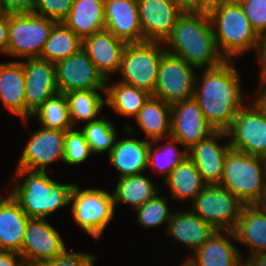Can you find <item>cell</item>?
<instances>
[{
  "mask_svg": "<svg viewBox=\"0 0 266 266\" xmlns=\"http://www.w3.org/2000/svg\"><path fill=\"white\" fill-rule=\"evenodd\" d=\"M233 64L234 60H226L215 68L204 69L200 78L196 75L194 98L215 131L226 132L245 105L240 74Z\"/></svg>",
  "mask_w": 266,
  "mask_h": 266,
  "instance_id": "1",
  "label": "cell"
},
{
  "mask_svg": "<svg viewBox=\"0 0 266 266\" xmlns=\"http://www.w3.org/2000/svg\"><path fill=\"white\" fill-rule=\"evenodd\" d=\"M163 45L166 52L197 70L215 68L226 61L217 47L207 10L183 12Z\"/></svg>",
  "mask_w": 266,
  "mask_h": 266,
  "instance_id": "2",
  "label": "cell"
},
{
  "mask_svg": "<svg viewBox=\"0 0 266 266\" xmlns=\"http://www.w3.org/2000/svg\"><path fill=\"white\" fill-rule=\"evenodd\" d=\"M22 178L24 181H21ZM13 180L14 188L9 193L29 218L39 219H46L59 208L70 205V196L76 184H61L48 176L46 171L21 168H16Z\"/></svg>",
  "mask_w": 266,
  "mask_h": 266,
  "instance_id": "3",
  "label": "cell"
},
{
  "mask_svg": "<svg viewBox=\"0 0 266 266\" xmlns=\"http://www.w3.org/2000/svg\"><path fill=\"white\" fill-rule=\"evenodd\" d=\"M207 12L217 47L226 60H235L251 49L257 52L261 38L252 29L240 4L217 2L208 6Z\"/></svg>",
  "mask_w": 266,
  "mask_h": 266,
  "instance_id": "4",
  "label": "cell"
},
{
  "mask_svg": "<svg viewBox=\"0 0 266 266\" xmlns=\"http://www.w3.org/2000/svg\"><path fill=\"white\" fill-rule=\"evenodd\" d=\"M220 186L228 189L244 204H265V158L230 149L225 157Z\"/></svg>",
  "mask_w": 266,
  "mask_h": 266,
  "instance_id": "5",
  "label": "cell"
},
{
  "mask_svg": "<svg viewBox=\"0 0 266 266\" xmlns=\"http://www.w3.org/2000/svg\"><path fill=\"white\" fill-rule=\"evenodd\" d=\"M166 52L163 42L143 41L125 45L118 80L153 95L157 83L160 59Z\"/></svg>",
  "mask_w": 266,
  "mask_h": 266,
  "instance_id": "6",
  "label": "cell"
},
{
  "mask_svg": "<svg viewBox=\"0 0 266 266\" xmlns=\"http://www.w3.org/2000/svg\"><path fill=\"white\" fill-rule=\"evenodd\" d=\"M56 23L35 13H8L7 55L25 59L40 58Z\"/></svg>",
  "mask_w": 266,
  "mask_h": 266,
  "instance_id": "7",
  "label": "cell"
},
{
  "mask_svg": "<svg viewBox=\"0 0 266 266\" xmlns=\"http://www.w3.org/2000/svg\"><path fill=\"white\" fill-rule=\"evenodd\" d=\"M226 132L231 149L265 158L266 104L261 98H252L250 105L245 103L237 112Z\"/></svg>",
  "mask_w": 266,
  "mask_h": 266,
  "instance_id": "8",
  "label": "cell"
},
{
  "mask_svg": "<svg viewBox=\"0 0 266 266\" xmlns=\"http://www.w3.org/2000/svg\"><path fill=\"white\" fill-rule=\"evenodd\" d=\"M74 222L83 231L98 240L114 216L115 205L110 192L102 189H81L76 183L71 196Z\"/></svg>",
  "mask_w": 266,
  "mask_h": 266,
  "instance_id": "9",
  "label": "cell"
},
{
  "mask_svg": "<svg viewBox=\"0 0 266 266\" xmlns=\"http://www.w3.org/2000/svg\"><path fill=\"white\" fill-rule=\"evenodd\" d=\"M189 208L216 230L232 231L244 203L220 185H205Z\"/></svg>",
  "mask_w": 266,
  "mask_h": 266,
  "instance_id": "10",
  "label": "cell"
},
{
  "mask_svg": "<svg viewBox=\"0 0 266 266\" xmlns=\"http://www.w3.org/2000/svg\"><path fill=\"white\" fill-rule=\"evenodd\" d=\"M183 58L165 52L153 95L169 105L194 97L196 72Z\"/></svg>",
  "mask_w": 266,
  "mask_h": 266,
  "instance_id": "11",
  "label": "cell"
},
{
  "mask_svg": "<svg viewBox=\"0 0 266 266\" xmlns=\"http://www.w3.org/2000/svg\"><path fill=\"white\" fill-rule=\"evenodd\" d=\"M66 250L60 234L46 219H29L20 251L25 266H40Z\"/></svg>",
  "mask_w": 266,
  "mask_h": 266,
  "instance_id": "12",
  "label": "cell"
},
{
  "mask_svg": "<svg viewBox=\"0 0 266 266\" xmlns=\"http://www.w3.org/2000/svg\"><path fill=\"white\" fill-rule=\"evenodd\" d=\"M55 72L59 93L106 89V79L97 70L83 48L56 62Z\"/></svg>",
  "mask_w": 266,
  "mask_h": 266,
  "instance_id": "13",
  "label": "cell"
},
{
  "mask_svg": "<svg viewBox=\"0 0 266 266\" xmlns=\"http://www.w3.org/2000/svg\"><path fill=\"white\" fill-rule=\"evenodd\" d=\"M64 143L65 131L41 127L30 135L16 167L46 171L48 165L64 160Z\"/></svg>",
  "mask_w": 266,
  "mask_h": 266,
  "instance_id": "14",
  "label": "cell"
},
{
  "mask_svg": "<svg viewBox=\"0 0 266 266\" xmlns=\"http://www.w3.org/2000/svg\"><path fill=\"white\" fill-rule=\"evenodd\" d=\"M25 76L26 119L49 98L59 93L56 83L55 64L41 58H29L20 61Z\"/></svg>",
  "mask_w": 266,
  "mask_h": 266,
  "instance_id": "15",
  "label": "cell"
},
{
  "mask_svg": "<svg viewBox=\"0 0 266 266\" xmlns=\"http://www.w3.org/2000/svg\"><path fill=\"white\" fill-rule=\"evenodd\" d=\"M214 131L194 97L171 105L170 136L178 140L184 149H189Z\"/></svg>",
  "mask_w": 266,
  "mask_h": 266,
  "instance_id": "16",
  "label": "cell"
},
{
  "mask_svg": "<svg viewBox=\"0 0 266 266\" xmlns=\"http://www.w3.org/2000/svg\"><path fill=\"white\" fill-rule=\"evenodd\" d=\"M227 136L225 131H214L188 149V157L194 162L206 185H220L223 177L225 157L231 149L229 141L219 145L218 139Z\"/></svg>",
  "mask_w": 266,
  "mask_h": 266,
  "instance_id": "17",
  "label": "cell"
},
{
  "mask_svg": "<svg viewBox=\"0 0 266 266\" xmlns=\"http://www.w3.org/2000/svg\"><path fill=\"white\" fill-rule=\"evenodd\" d=\"M143 41L164 42L183 11L171 0H137Z\"/></svg>",
  "mask_w": 266,
  "mask_h": 266,
  "instance_id": "18",
  "label": "cell"
},
{
  "mask_svg": "<svg viewBox=\"0 0 266 266\" xmlns=\"http://www.w3.org/2000/svg\"><path fill=\"white\" fill-rule=\"evenodd\" d=\"M105 29L128 43L143 42L137 0H104Z\"/></svg>",
  "mask_w": 266,
  "mask_h": 266,
  "instance_id": "19",
  "label": "cell"
},
{
  "mask_svg": "<svg viewBox=\"0 0 266 266\" xmlns=\"http://www.w3.org/2000/svg\"><path fill=\"white\" fill-rule=\"evenodd\" d=\"M124 132L130 135L125 139H117L114 148L107 155L110 163L119 171V177L144 173L147 167L149 140H139L132 137L134 129L124 125Z\"/></svg>",
  "mask_w": 266,
  "mask_h": 266,
  "instance_id": "20",
  "label": "cell"
},
{
  "mask_svg": "<svg viewBox=\"0 0 266 266\" xmlns=\"http://www.w3.org/2000/svg\"><path fill=\"white\" fill-rule=\"evenodd\" d=\"M125 45L124 41L105 29L85 37L82 48L97 70L107 80L110 73L119 72Z\"/></svg>",
  "mask_w": 266,
  "mask_h": 266,
  "instance_id": "21",
  "label": "cell"
},
{
  "mask_svg": "<svg viewBox=\"0 0 266 266\" xmlns=\"http://www.w3.org/2000/svg\"><path fill=\"white\" fill-rule=\"evenodd\" d=\"M229 238L236 241L233 231L217 230L186 262L191 266H243V255Z\"/></svg>",
  "mask_w": 266,
  "mask_h": 266,
  "instance_id": "22",
  "label": "cell"
},
{
  "mask_svg": "<svg viewBox=\"0 0 266 266\" xmlns=\"http://www.w3.org/2000/svg\"><path fill=\"white\" fill-rule=\"evenodd\" d=\"M237 242L250 248L249 255L266 253V205L244 204L235 228Z\"/></svg>",
  "mask_w": 266,
  "mask_h": 266,
  "instance_id": "23",
  "label": "cell"
},
{
  "mask_svg": "<svg viewBox=\"0 0 266 266\" xmlns=\"http://www.w3.org/2000/svg\"><path fill=\"white\" fill-rule=\"evenodd\" d=\"M217 230L191 210L173 211L165 234L195 252Z\"/></svg>",
  "mask_w": 266,
  "mask_h": 266,
  "instance_id": "24",
  "label": "cell"
},
{
  "mask_svg": "<svg viewBox=\"0 0 266 266\" xmlns=\"http://www.w3.org/2000/svg\"><path fill=\"white\" fill-rule=\"evenodd\" d=\"M29 219L10 193L0 195V251L20 253Z\"/></svg>",
  "mask_w": 266,
  "mask_h": 266,
  "instance_id": "25",
  "label": "cell"
},
{
  "mask_svg": "<svg viewBox=\"0 0 266 266\" xmlns=\"http://www.w3.org/2000/svg\"><path fill=\"white\" fill-rule=\"evenodd\" d=\"M0 99L9 113L26 119L25 76L20 61L0 63Z\"/></svg>",
  "mask_w": 266,
  "mask_h": 266,
  "instance_id": "26",
  "label": "cell"
},
{
  "mask_svg": "<svg viewBox=\"0 0 266 266\" xmlns=\"http://www.w3.org/2000/svg\"><path fill=\"white\" fill-rule=\"evenodd\" d=\"M62 22L82 40L105 30L104 0H75Z\"/></svg>",
  "mask_w": 266,
  "mask_h": 266,
  "instance_id": "27",
  "label": "cell"
},
{
  "mask_svg": "<svg viewBox=\"0 0 266 266\" xmlns=\"http://www.w3.org/2000/svg\"><path fill=\"white\" fill-rule=\"evenodd\" d=\"M134 119L145 133L146 140L170 137L171 105L161 99L151 95Z\"/></svg>",
  "mask_w": 266,
  "mask_h": 266,
  "instance_id": "28",
  "label": "cell"
},
{
  "mask_svg": "<svg viewBox=\"0 0 266 266\" xmlns=\"http://www.w3.org/2000/svg\"><path fill=\"white\" fill-rule=\"evenodd\" d=\"M109 80H106V106L118 115L135 118L151 94L120 81L109 83Z\"/></svg>",
  "mask_w": 266,
  "mask_h": 266,
  "instance_id": "29",
  "label": "cell"
},
{
  "mask_svg": "<svg viewBox=\"0 0 266 266\" xmlns=\"http://www.w3.org/2000/svg\"><path fill=\"white\" fill-rule=\"evenodd\" d=\"M165 184L169 187L170 197L179 201H193L206 185L189 157L175 167L165 180Z\"/></svg>",
  "mask_w": 266,
  "mask_h": 266,
  "instance_id": "30",
  "label": "cell"
},
{
  "mask_svg": "<svg viewBox=\"0 0 266 266\" xmlns=\"http://www.w3.org/2000/svg\"><path fill=\"white\" fill-rule=\"evenodd\" d=\"M112 193L114 205L129 203L137 209L160 192L159 187L142 174L120 177Z\"/></svg>",
  "mask_w": 266,
  "mask_h": 266,
  "instance_id": "31",
  "label": "cell"
},
{
  "mask_svg": "<svg viewBox=\"0 0 266 266\" xmlns=\"http://www.w3.org/2000/svg\"><path fill=\"white\" fill-rule=\"evenodd\" d=\"M83 40L63 22H57L45 43L40 58L56 63L82 49Z\"/></svg>",
  "mask_w": 266,
  "mask_h": 266,
  "instance_id": "32",
  "label": "cell"
},
{
  "mask_svg": "<svg viewBox=\"0 0 266 266\" xmlns=\"http://www.w3.org/2000/svg\"><path fill=\"white\" fill-rule=\"evenodd\" d=\"M99 91L105 93V90H86L65 94L70 120L74 128L79 121L86 123L99 119L98 114H101V109L106 105V99L100 95Z\"/></svg>",
  "mask_w": 266,
  "mask_h": 266,
  "instance_id": "33",
  "label": "cell"
},
{
  "mask_svg": "<svg viewBox=\"0 0 266 266\" xmlns=\"http://www.w3.org/2000/svg\"><path fill=\"white\" fill-rule=\"evenodd\" d=\"M161 140L155 139L149 142L147 167L148 169L152 167L156 173L164 175L166 180L175 167L188 157V149L180 150L176 144L181 145V143L171 136L167 139L168 144L160 147L158 143ZM154 144H157L158 148H154Z\"/></svg>",
  "mask_w": 266,
  "mask_h": 266,
  "instance_id": "34",
  "label": "cell"
},
{
  "mask_svg": "<svg viewBox=\"0 0 266 266\" xmlns=\"http://www.w3.org/2000/svg\"><path fill=\"white\" fill-rule=\"evenodd\" d=\"M37 116L41 127L67 131L73 129L65 94L57 93L46 100L31 116Z\"/></svg>",
  "mask_w": 266,
  "mask_h": 266,
  "instance_id": "35",
  "label": "cell"
},
{
  "mask_svg": "<svg viewBox=\"0 0 266 266\" xmlns=\"http://www.w3.org/2000/svg\"><path fill=\"white\" fill-rule=\"evenodd\" d=\"M108 120L102 115V118L86 122L81 129L93 154L104 152L109 154L115 146L117 130L115 125Z\"/></svg>",
  "mask_w": 266,
  "mask_h": 266,
  "instance_id": "36",
  "label": "cell"
},
{
  "mask_svg": "<svg viewBox=\"0 0 266 266\" xmlns=\"http://www.w3.org/2000/svg\"><path fill=\"white\" fill-rule=\"evenodd\" d=\"M158 194L159 193H157L141 207L135 209L137 222L142 227H157L163 223L168 225L171 219L173 212L169 210L167 198Z\"/></svg>",
  "mask_w": 266,
  "mask_h": 266,
  "instance_id": "37",
  "label": "cell"
},
{
  "mask_svg": "<svg viewBox=\"0 0 266 266\" xmlns=\"http://www.w3.org/2000/svg\"><path fill=\"white\" fill-rule=\"evenodd\" d=\"M91 154L93 153L81 130L65 131L63 163L70 166L79 165L86 161Z\"/></svg>",
  "mask_w": 266,
  "mask_h": 266,
  "instance_id": "38",
  "label": "cell"
},
{
  "mask_svg": "<svg viewBox=\"0 0 266 266\" xmlns=\"http://www.w3.org/2000/svg\"><path fill=\"white\" fill-rule=\"evenodd\" d=\"M240 5L256 34L266 37V0H245Z\"/></svg>",
  "mask_w": 266,
  "mask_h": 266,
  "instance_id": "39",
  "label": "cell"
},
{
  "mask_svg": "<svg viewBox=\"0 0 266 266\" xmlns=\"http://www.w3.org/2000/svg\"><path fill=\"white\" fill-rule=\"evenodd\" d=\"M75 0H37L34 13L62 22L69 14Z\"/></svg>",
  "mask_w": 266,
  "mask_h": 266,
  "instance_id": "40",
  "label": "cell"
},
{
  "mask_svg": "<svg viewBox=\"0 0 266 266\" xmlns=\"http://www.w3.org/2000/svg\"><path fill=\"white\" fill-rule=\"evenodd\" d=\"M95 256L92 254L69 251L68 249L58 257L40 266H94Z\"/></svg>",
  "mask_w": 266,
  "mask_h": 266,
  "instance_id": "41",
  "label": "cell"
},
{
  "mask_svg": "<svg viewBox=\"0 0 266 266\" xmlns=\"http://www.w3.org/2000/svg\"><path fill=\"white\" fill-rule=\"evenodd\" d=\"M258 65H260V86L254 95V98H261L266 94V37L261 38L259 48L256 52Z\"/></svg>",
  "mask_w": 266,
  "mask_h": 266,
  "instance_id": "42",
  "label": "cell"
},
{
  "mask_svg": "<svg viewBox=\"0 0 266 266\" xmlns=\"http://www.w3.org/2000/svg\"><path fill=\"white\" fill-rule=\"evenodd\" d=\"M5 11L9 14L34 13L37 0H1Z\"/></svg>",
  "mask_w": 266,
  "mask_h": 266,
  "instance_id": "43",
  "label": "cell"
},
{
  "mask_svg": "<svg viewBox=\"0 0 266 266\" xmlns=\"http://www.w3.org/2000/svg\"><path fill=\"white\" fill-rule=\"evenodd\" d=\"M183 12L185 11H206L208 6L203 0H171Z\"/></svg>",
  "mask_w": 266,
  "mask_h": 266,
  "instance_id": "44",
  "label": "cell"
},
{
  "mask_svg": "<svg viewBox=\"0 0 266 266\" xmlns=\"http://www.w3.org/2000/svg\"><path fill=\"white\" fill-rule=\"evenodd\" d=\"M0 266H25V264L20 253L0 251Z\"/></svg>",
  "mask_w": 266,
  "mask_h": 266,
  "instance_id": "45",
  "label": "cell"
},
{
  "mask_svg": "<svg viewBox=\"0 0 266 266\" xmlns=\"http://www.w3.org/2000/svg\"><path fill=\"white\" fill-rule=\"evenodd\" d=\"M8 13L0 15V53L7 55Z\"/></svg>",
  "mask_w": 266,
  "mask_h": 266,
  "instance_id": "46",
  "label": "cell"
},
{
  "mask_svg": "<svg viewBox=\"0 0 266 266\" xmlns=\"http://www.w3.org/2000/svg\"><path fill=\"white\" fill-rule=\"evenodd\" d=\"M248 260L243 258V266H266V253L248 255Z\"/></svg>",
  "mask_w": 266,
  "mask_h": 266,
  "instance_id": "47",
  "label": "cell"
},
{
  "mask_svg": "<svg viewBox=\"0 0 266 266\" xmlns=\"http://www.w3.org/2000/svg\"><path fill=\"white\" fill-rule=\"evenodd\" d=\"M222 1H227V0H203V2L207 5V6H210L214 3H217V2H222Z\"/></svg>",
  "mask_w": 266,
  "mask_h": 266,
  "instance_id": "48",
  "label": "cell"
},
{
  "mask_svg": "<svg viewBox=\"0 0 266 266\" xmlns=\"http://www.w3.org/2000/svg\"><path fill=\"white\" fill-rule=\"evenodd\" d=\"M7 12L5 11V9H4V7H3V5H2V2H1V0H0V15H2V14H6Z\"/></svg>",
  "mask_w": 266,
  "mask_h": 266,
  "instance_id": "49",
  "label": "cell"
},
{
  "mask_svg": "<svg viewBox=\"0 0 266 266\" xmlns=\"http://www.w3.org/2000/svg\"><path fill=\"white\" fill-rule=\"evenodd\" d=\"M228 2H231V3H238L240 4L241 2L245 1V0H227Z\"/></svg>",
  "mask_w": 266,
  "mask_h": 266,
  "instance_id": "50",
  "label": "cell"
},
{
  "mask_svg": "<svg viewBox=\"0 0 266 266\" xmlns=\"http://www.w3.org/2000/svg\"><path fill=\"white\" fill-rule=\"evenodd\" d=\"M182 264L180 266H191L189 263H187L186 261L183 260V262H181Z\"/></svg>",
  "mask_w": 266,
  "mask_h": 266,
  "instance_id": "51",
  "label": "cell"
},
{
  "mask_svg": "<svg viewBox=\"0 0 266 266\" xmlns=\"http://www.w3.org/2000/svg\"><path fill=\"white\" fill-rule=\"evenodd\" d=\"M261 100L266 104V94L261 97Z\"/></svg>",
  "mask_w": 266,
  "mask_h": 266,
  "instance_id": "52",
  "label": "cell"
}]
</instances>
